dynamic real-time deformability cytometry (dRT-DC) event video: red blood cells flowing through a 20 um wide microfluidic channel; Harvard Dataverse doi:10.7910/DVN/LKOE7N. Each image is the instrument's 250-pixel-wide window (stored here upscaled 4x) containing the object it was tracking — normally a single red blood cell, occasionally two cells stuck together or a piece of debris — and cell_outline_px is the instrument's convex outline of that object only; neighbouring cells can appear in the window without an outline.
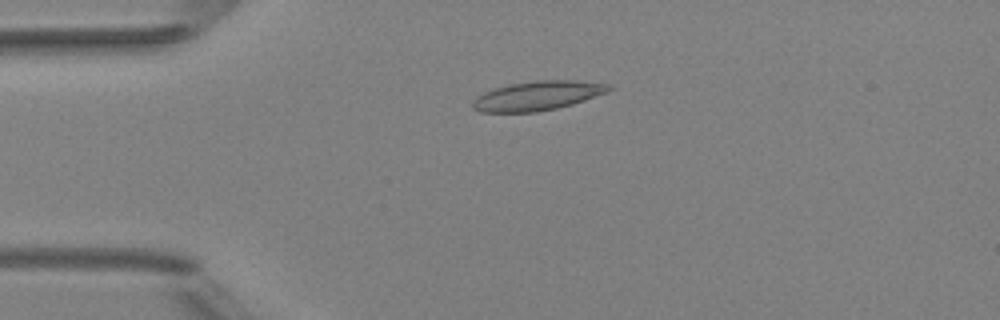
{"species": "Egyptian fruit bat (a non-hibernating species)", "species_latin": "Rousettus aegyptiacus", "temperature_condition": "room temperature", "stored_images_in_passage": 5, "camera_frame_rate_fps": 3000, "um_per_image_px": 0.085, "animal": {"sex": "female"}, "frame": {"image": 1, "passage_image": 1, "time_ms": 0.0, "image_size_px": [1000, 320], "cell_outline_px": [[612, 88], [608, 92], [572, 104], [556, 108], [536, 112], [480, 112], [472, 108], [472, 100], [476, 96], [484, 92], [508, 84], [536, 80], [580, 80], [612, 84]], "centroid_in_image_um": [45.7, 8.13], "position_along_channel_um": 39.3, "area_um2": 23.41}}
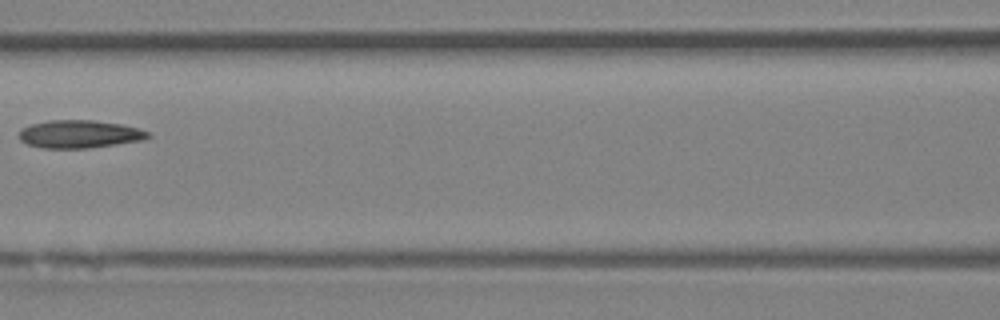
{"frame": {"image": 2, "passage_image": 4, "time_ms": 3.667, "image_size_px": [1000, 320], "cell_outline_px": [[152, 136], [140, 140], [116, 144], [88, 148], [44, 148], [28, 144], [20, 140], [20, 128], [32, 124], [48, 120], [92, 120], [120, 124], [140, 128], [152, 132]], "centroid_in_image_um": [6.78, 11.39], "position_along_channel_um": 159.8, "area_um2": 20.92}}
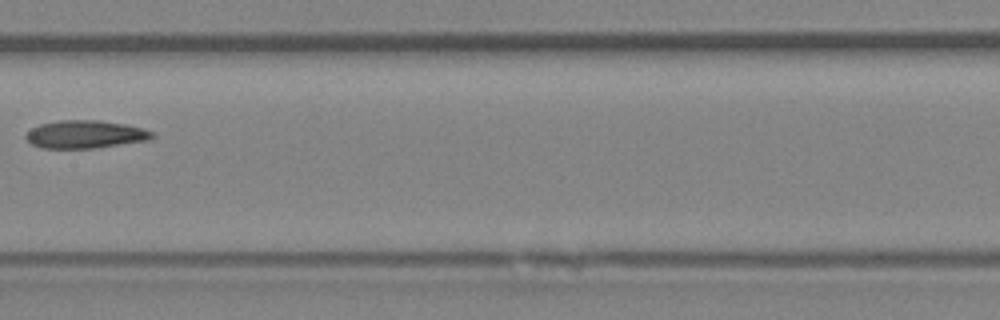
{"frame": {"image": 3, "passage_image": 5, "time_ms": 4.667, "image_size_px": [1000, 320], "cell_outline_px": [[156, 136], [148, 140], [96, 148], [40, 148], [32, 144], [24, 136], [32, 128], [40, 124], [56, 120], [100, 120], [124, 124], [144, 128], [152, 132]], "centroid_in_image_um": [7.25, 11.41], "position_along_channel_um": 200.2, "area_um2": 20.58}}